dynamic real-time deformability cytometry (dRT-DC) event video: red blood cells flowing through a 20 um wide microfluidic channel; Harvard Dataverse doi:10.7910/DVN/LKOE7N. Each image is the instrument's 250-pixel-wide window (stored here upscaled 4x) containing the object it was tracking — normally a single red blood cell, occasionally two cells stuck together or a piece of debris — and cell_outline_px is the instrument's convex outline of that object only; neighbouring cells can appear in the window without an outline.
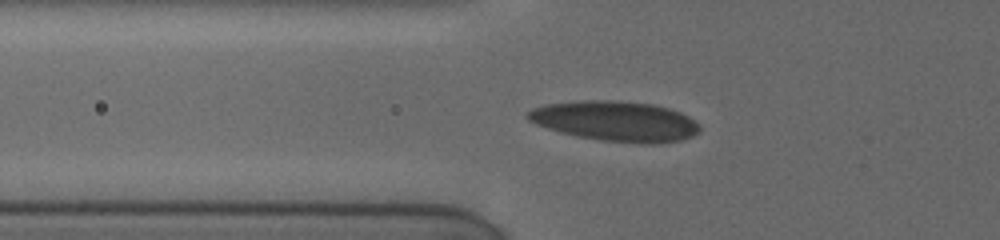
{"species": "human", "species_latin": "Homo sapiens", "temperature_condition": "cold", "stored_images_in_passage": 6, "camera_frame_rate_fps": 3000, "um_per_image_px": 0.085, "donor": {"sex": "female"}, "frame": {"image": 1, "passage_image": 5, "time_ms": 3.0, "image_size_px": [1000, 240], "cell_outline_px": [[700, 132], [692, 136], [680, 140], [652, 144], [648, 144], [600, 140], [576, 136], [560, 132], [536, 124], [528, 120], [524, 116], [532, 108], [544, 104], [584, 100], [612, 100], [652, 104], [668, 108], [680, 112], [688, 116], [700, 124]], "centroid_in_image_um": [52.3, 10.3], "position_along_channel_um": 73.5, "area_um2": 40.29}}